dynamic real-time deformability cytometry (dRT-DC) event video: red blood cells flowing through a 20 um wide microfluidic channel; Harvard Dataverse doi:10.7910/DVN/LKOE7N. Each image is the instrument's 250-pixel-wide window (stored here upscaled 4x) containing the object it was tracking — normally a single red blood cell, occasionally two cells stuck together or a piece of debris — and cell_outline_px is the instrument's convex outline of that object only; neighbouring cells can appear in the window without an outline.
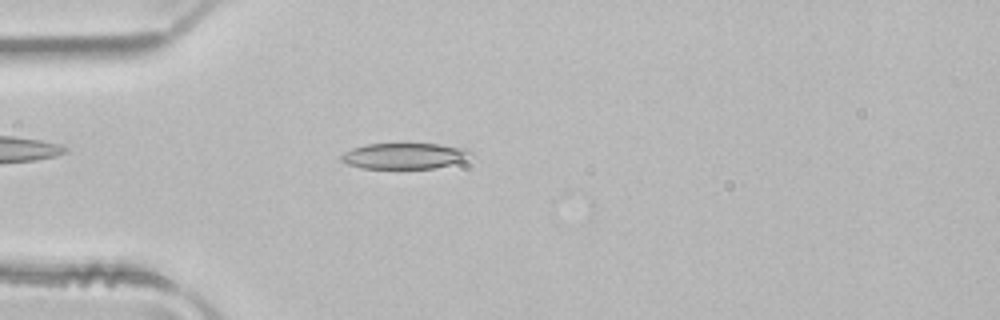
{"species": "common noctule bat (a hibernating species)", "species_latin": "Nyctalus noctula", "temperature_condition": "room temperature", "stored_images_in_passage": 3, "camera_frame_rate_fps": 3000, "um_per_image_px": 0.085, "animal": {"sex": "male", "body_mass_g": 21.5, "forearm_length_mm": 52.0}, "frame": {"image": 1, "passage_image": 3, "time_ms": 0.667, "image_size_px": [1000, 320], "cell_outline_px": [[472, 152], [460, 160], [448, 164], [432, 168], [360, 168], [348, 164], [340, 160], [340, 156], [344, 152], [352, 148], [368, 144], [440, 144], [468, 148]], "centroid_in_image_um": [34.3, 13.24], "position_along_channel_um": 50.7, "area_um2": 19.13}}